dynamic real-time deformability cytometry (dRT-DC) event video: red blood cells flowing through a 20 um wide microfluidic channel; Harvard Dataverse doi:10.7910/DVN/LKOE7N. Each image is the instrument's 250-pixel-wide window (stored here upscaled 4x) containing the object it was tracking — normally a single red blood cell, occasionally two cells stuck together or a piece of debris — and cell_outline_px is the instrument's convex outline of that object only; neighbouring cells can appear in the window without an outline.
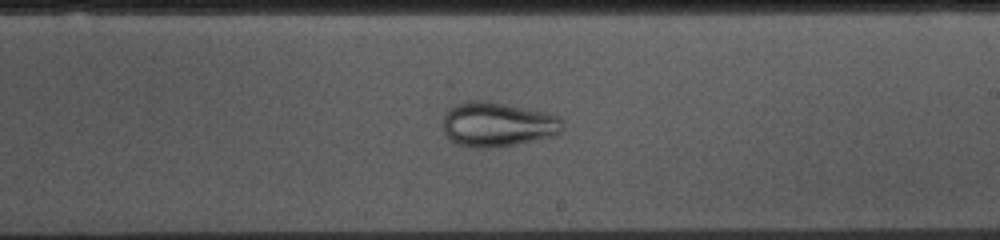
{"species": "common noctule bat (a hibernating species)", "species_latin": "Nyctalus noctula", "temperature_condition": "cold", "stored_images_in_passage": 53, "camera_frame_rate_fps": 3000, "um_per_image_px": 0.085, "animal": {"sex": "female", "body_mass_g": 10.0, "forearm_length_mm": 53.1}, "frame": {"image": 1, "passage_image": 30, "time_ms": 9.667, "image_size_px": [1000, 240], "cell_outline_px": [[564, 128], [560, 132], [552, 136], [516, 144], [488, 148], [476, 148], [456, 144], [444, 132], [444, 112], [448, 108], [456, 104], [468, 100], [484, 100], [544, 112], [560, 116], [564, 120]], "centroid_in_image_um": [42.29, 10.57], "position_along_channel_um": 246.7, "area_um2": 31.1}}
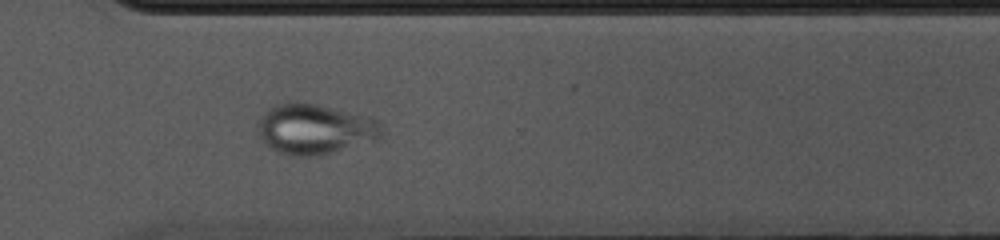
{"frame": {"image": 2, "passage_image": 38, "time_ms": 12.333, "image_size_px": [1000, 240], "cell_outline_px": [[384, 136], [380, 140], [316, 156], [292, 156], [280, 152], [272, 148], [260, 136], [256, 124], [264, 112], [268, 108], [276, 104], [292, 100], [316, 104], [372, 116], [380, 124]], "centroid_in_image_um": [26.81, 10.95], "position_along_channel_um": 343.8, "area_um2": 36.76}}
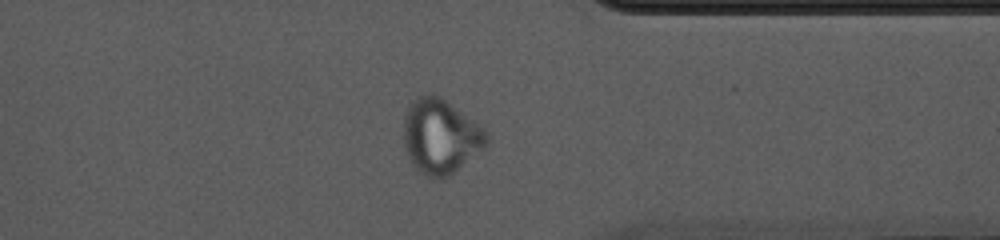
{"frame": {"image": 3, "passage_image": 41, "time_ms": 13.333, "image_size_px": [1000, 240], "cell_outline_px": [[488, 144], [484, 148], [448, 176], [440, 180], [436, 180], [420, 172], [412, 164], [404, 148], [404, 112], [408, 104], [416, 96], [432, 92], [436, 92], [476, 120], [488, 132]], "centroid_in_image_um": [37.44, 11.53], "position_along_channel_um": 374.0, "area_um2": 36.93}}